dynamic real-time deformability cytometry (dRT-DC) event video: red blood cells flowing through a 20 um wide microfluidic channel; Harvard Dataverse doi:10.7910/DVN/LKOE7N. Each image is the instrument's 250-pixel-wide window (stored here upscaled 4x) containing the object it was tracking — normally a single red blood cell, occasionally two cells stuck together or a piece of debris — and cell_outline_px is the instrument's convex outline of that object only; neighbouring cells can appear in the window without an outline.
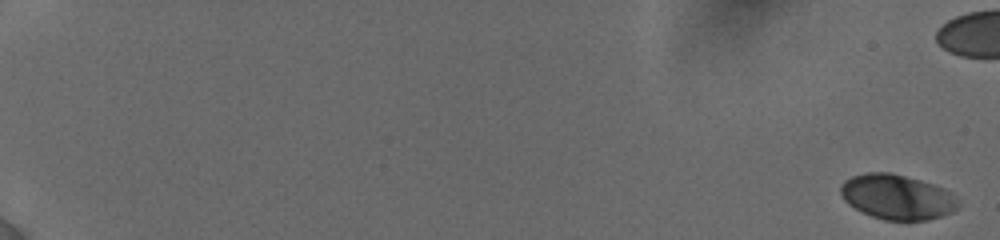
{"species": "human", "species_latin": "Homo sapiens", "temperature_condition": "cold", "stored_images_in_passage": 29, "segment_of_instrument_passage": [1, 2], "camera_frame_rate_fps": 3000, "um_per_image_px": 0.085, "donor": {"sex": "female"}, "frame": {"image": 1, "passage_image": 1, "time_ms": 0.0, "image_size_px": [1000, 240], "cell_outline_px": [[960, 208], [952, 212], [928, 220], [884, 220], [872, 216], [848, 204], [844, 200], [840, 192], [840, 184], [844, 180], [852, 176], [868, 172], [892, 172], [920, 180], [944, 188], [952, 192], [960, 200]], "centroid_in_image_um": [76.29, 16.73], "position_along_channel_um": 8.7, "area_um2": 31.04}}
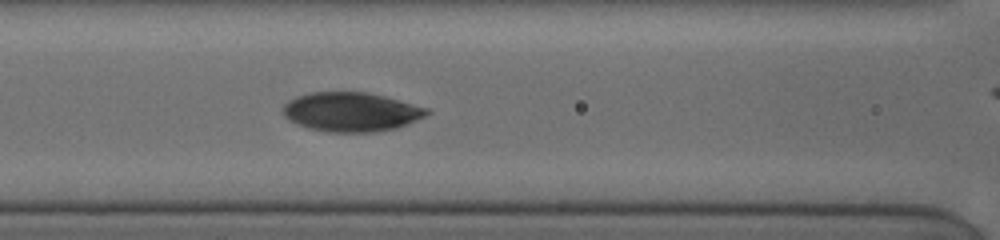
{"frame": {"image": 2, "passage_image": 25, "time_ms": 9.333, "image_size_px": [1000, 240], "cell_outline_px": [[432, 112], [408, 124], [396, 128], [376, 132], [328, 132], [308, 128], [296, 124], [288, 120], [280, 112], [280, 108], [288, 100], [296, 96], [308, 92], [368, 92], [384, 96], [428, 108]], "centroid_in_image_um": [29.79, 9.51], "position_along_channel_um": 136.8, "area_um2": 33.23}}
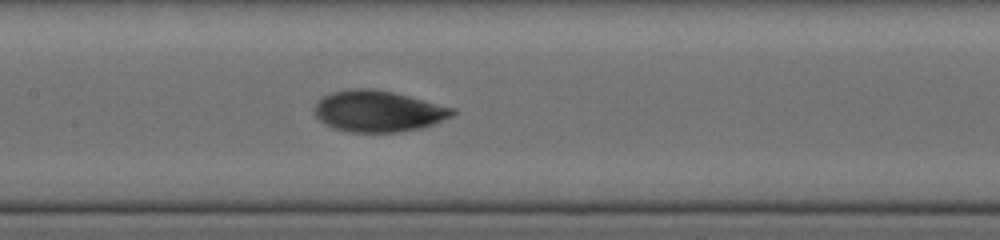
{"frame": {"image": 3, "passage_image": 28, "time_ms": 10.333, "image_size_px": [1000, 240], "cell_outline_px": [[456, 112], [452, 116], [424, 128], [400, 132], [348, 132], [332, 128], [324, 124], [316, 116], [316, 100], [332, 92], [352, 88], [376, 88], [456, 108]], "centroid_in_image_um": [32.15, 9.46], "position_along_channel_um": 175.2, "area_um2": 33.35}}